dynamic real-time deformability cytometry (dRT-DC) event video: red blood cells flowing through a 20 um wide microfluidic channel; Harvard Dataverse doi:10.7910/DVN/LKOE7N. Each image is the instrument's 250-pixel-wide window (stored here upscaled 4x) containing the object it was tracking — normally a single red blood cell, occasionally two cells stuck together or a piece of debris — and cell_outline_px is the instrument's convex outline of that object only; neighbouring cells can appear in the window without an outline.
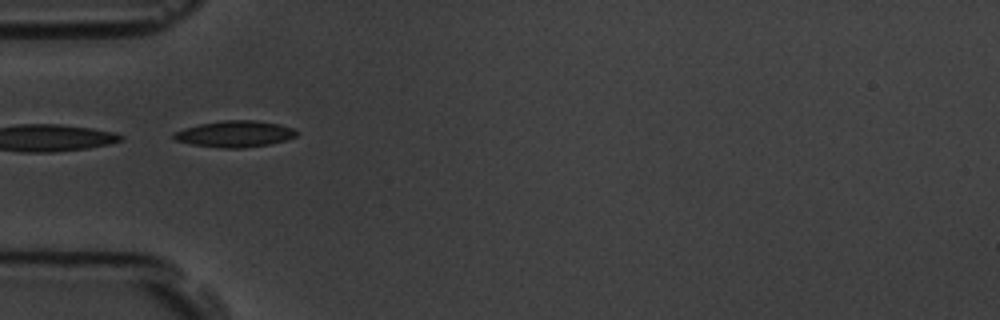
{"species": "common noctule bat (a hibernating species)", "species_latin": "Nyctalus noctula", "temperature_condition": "room temperature", "stored_images_in_passage": 4, "camera_frame_rate_fps": 3000, "um_per_image_px": 0.085, "animal": {"sex": "male", "body_mass_g": 19.5, "forearm_length_mm": 54.6}, "frame": {"image": 1, "passage_image": 4, "time_ms": 4.333, "image_size_px": [1000, 320], "cell_outline_px": [[300, 132], [296, 136], [284, 140], [268, 144], [244, 148], [224, 148], [192, 144], [176, 140], [172, 136], [172, 132], [184, 128], [200, 124], [224, 120], [256, 120], [280, 124], [292, 128]], "centroid_in_image_um": [19.96, 11.37], "position_along_channel_um": 65.0, "area_um2": 18.79}}